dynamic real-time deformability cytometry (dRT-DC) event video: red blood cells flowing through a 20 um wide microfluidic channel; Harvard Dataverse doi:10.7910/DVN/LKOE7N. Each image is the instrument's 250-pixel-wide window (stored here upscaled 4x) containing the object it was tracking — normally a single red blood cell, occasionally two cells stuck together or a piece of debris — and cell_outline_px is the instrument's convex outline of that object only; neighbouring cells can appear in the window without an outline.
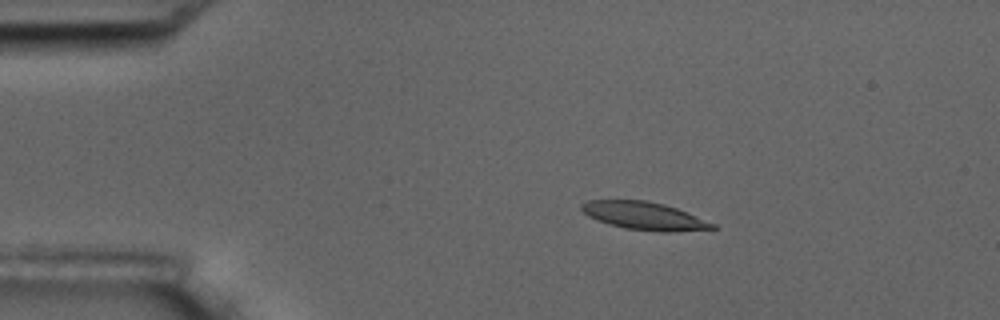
{"species": "common noctule bat (a hibernating species)", "species_latin": "Nyctalus noctula", "temperature_condition": "room temperature", "stored_images_in_passage": 5, "camera_frame_rate_fps": 3000, "um_per_image_px": 0.085, "animal": {"sex": "male", "body_mass_g": 17.5, "forearm_length_mm": 52.3}, "frame": {"image": 1, "passage_image": 3, "time_ms": 3.0, "image_size_px": [1000, 320], "cell_outline_px": [[720, 228], [668, 232], [660, 232], [624, 228], [608, 224], [596, 220], [588, 216], [580, 208], [580, 204], [588, 200], [644, 200], [664, 204], [676, 208], [716, 224]], "centroid_in_image_um": [54.74, 18.35], "position_along_channel_um": 30.3, "area_um2": 21.27}}
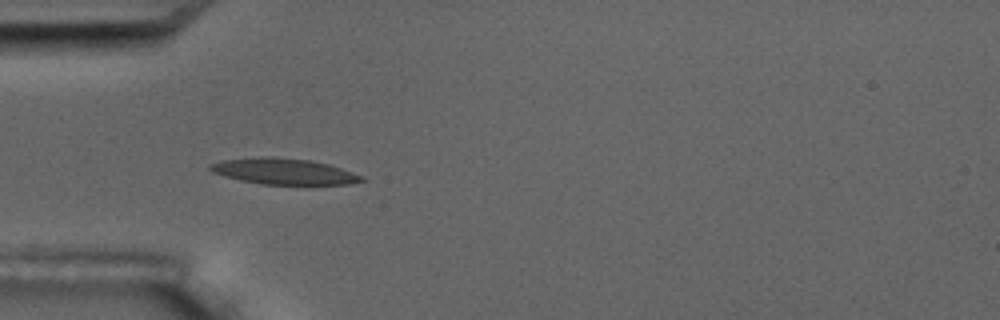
{"frame": {"image": 2, "passage_image": 5, "time_ms": 5.333, "image_size_px": [1000, 320], "cell_outline_px": [[368, 180], [348, 184], [260, 184], [240, 180], [224, 176], [212, 172], [208, 168], [208, 164], [224, 160], [260, 156], [272, 156], [308, 160], [328, 164], [364, 176]], "centroid_in_image_um": [24.11, 14.56], "position_along_channel_um": 60.9, "area_um2": 22.95}}